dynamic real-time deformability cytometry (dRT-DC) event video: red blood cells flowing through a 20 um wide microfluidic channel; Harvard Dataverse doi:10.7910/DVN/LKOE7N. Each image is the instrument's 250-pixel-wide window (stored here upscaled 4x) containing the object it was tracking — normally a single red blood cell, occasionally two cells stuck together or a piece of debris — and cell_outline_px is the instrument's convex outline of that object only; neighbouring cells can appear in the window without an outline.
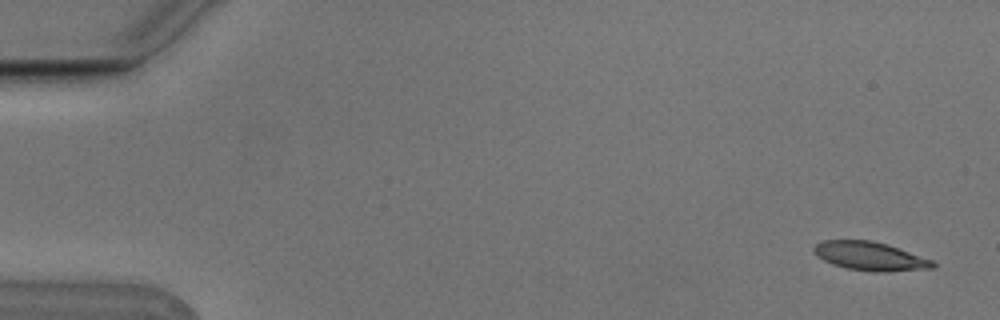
{"species": "Egyptian fruit bat (a non-hibernating species)", "species_latin": "Rousettus aegyptiacus", "temperature_condition": "cold", "stored_images_in_passage": 4, "camera_frame_rate_fps": 3000, "um_per_image_px": 0.085, "animal": {"sex": "male"}, "frame": {"image": 1, "passage_image": 1, "time_ms": 0.0, "image_size_px": [1000, 320], "cell_outline_px": [[936, 268], [888, 272], [872, 272], [848, 268], [832, 264], [816, 256], [812, 252], [812, 248], [816, 244], [824, 240], [868, 240], [888, 244], [932, 260], [936, 264]], "centroid_in_image_um": [73.95, 21.78], "position_along_channel_um": 11.0, "area_um2": 20.0}}